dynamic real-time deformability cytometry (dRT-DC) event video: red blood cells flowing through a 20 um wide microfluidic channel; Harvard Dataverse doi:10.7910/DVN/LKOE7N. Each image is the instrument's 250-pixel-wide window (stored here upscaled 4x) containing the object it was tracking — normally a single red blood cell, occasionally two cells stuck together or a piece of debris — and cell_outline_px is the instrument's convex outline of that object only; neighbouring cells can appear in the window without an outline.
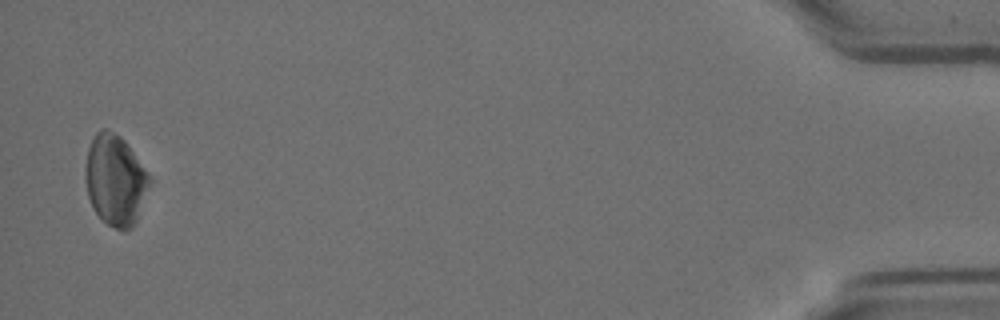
{"species": "Egyptian fruit bat (a non-hibernating species)", "species_latin": "Rousettus aegyptiacus", "temperature_condition": "room temperature", "stored_images_in_passage": 14, "camera_frame_rate_fps": 3000, "um_per_image_px": 0.085, "animal": {"sex": "female"}, "frame": {"image": 1, "passage_image": 14, "time_ms": 4.333, "image_size_px": [1000, 320], "cell_outline_px": [[152, 180], [136, 220], [132, 228], [124, 232], [100, 220], [88, 196], [84, 180], [84, 176], [88, 148], [96, 132], [100, 128], [108, 128], [120, 136], [124, 140]], "centroid_in_image_um": [9.77, 15.32], "position_along_channel_um": 425.4, "area_um2": 33.81}}